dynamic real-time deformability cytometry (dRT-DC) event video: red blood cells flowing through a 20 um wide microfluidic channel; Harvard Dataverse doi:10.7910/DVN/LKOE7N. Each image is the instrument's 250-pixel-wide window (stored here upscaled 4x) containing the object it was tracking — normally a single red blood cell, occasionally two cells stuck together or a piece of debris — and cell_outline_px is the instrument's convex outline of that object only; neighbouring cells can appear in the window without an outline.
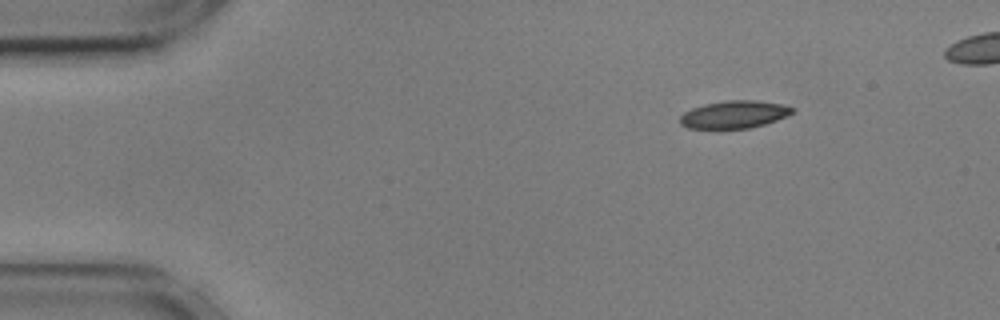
{"species": "common noctule bat (a hibernating species)", "species_latin": "Nyctalus noctula", "temperature_condition": "cold", "stored_images_in_passage": 44, "camera_frame_rate_fps": 3000, "um_per_image_px": 0.085, "animal": {"sex": "male", "body_mass_g": 17.9, "forearm_length_mm": 54.2}, "frame": {"image": 1, "passage_image": 1, "time_ms": 0.0, "image_size_px": [1000, 320], "cell_outline_px": [[796, 108], [788, 116], [764, 124], [748, 128], [688, 128], [680, 124], [680, 116], [684, 112], [692, 108], [704, 104], [724, 100], [756, 100], [780, 104]], "centroid_in_image_um": [62.4, 9.72], "position_along_channel_um": 22.6, "area_um2": 17.98}}
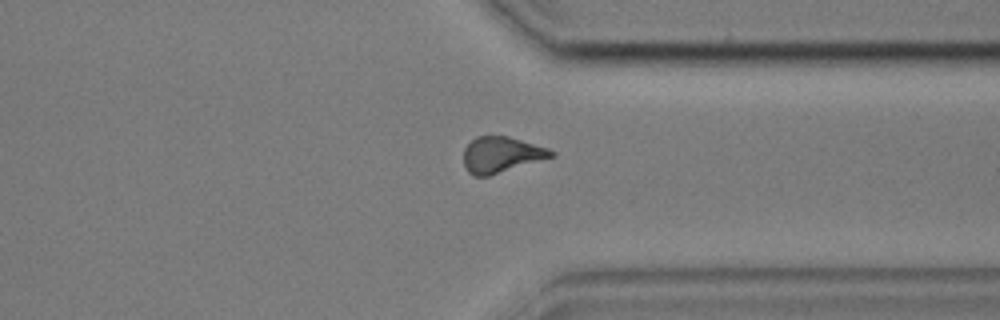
{"frame": {"image": 2, "passage_image": 36, "time_ms": 11.667, "image_size_px": [1000, 320], "cell_outline_px": [[556, 156], [488, 176], [472, 176], [464, 168], [464, 148], [476, 136], [508, 136], [548, 148], [556, 152]], "centroid_in_image_um": [42.61, 13.15], "position_along_channel_um": 368.8, "area_um2": 18.38}}
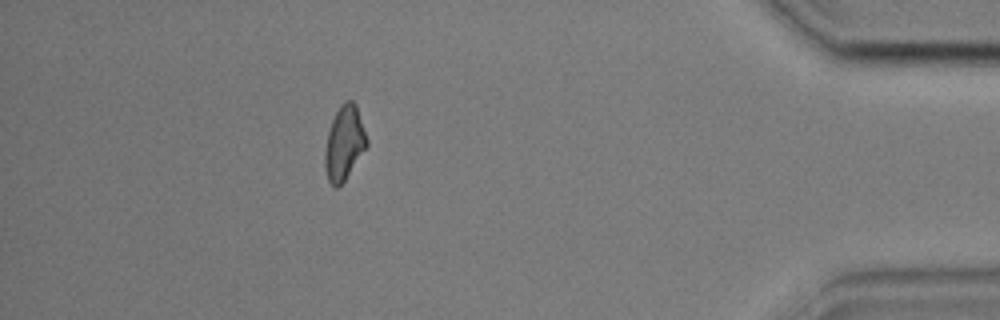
{"frame": {"image": 3, "passage_image": 43, "time_ms": 14.0, "image_size_px": [1000, 320], "cell_outline_px": [[368, 144], [344, 180], [336, 188], [328, 180], [324, 168], [324, 152], [328, 132], [332, 120], [340, 104], [344, 100], [352, 100], [356, 104], [368, 140]], "centroid_in_image_um": [29.25, 12.12], "position_along_channel_um": 406.0, "area_um2": 17.92}, "authors_computed_cell_mechanics": {"area_um2": 18.8717, "velocity_mm_per_s": 3.5985, "shape_relaxation_time_tau1_ms": 7.7184, "shape_relaxation_time_tau2_ms": 5.9335, "deformation_change_tau1": 0.1339, "deformation_change_tau2": 0.1116}}